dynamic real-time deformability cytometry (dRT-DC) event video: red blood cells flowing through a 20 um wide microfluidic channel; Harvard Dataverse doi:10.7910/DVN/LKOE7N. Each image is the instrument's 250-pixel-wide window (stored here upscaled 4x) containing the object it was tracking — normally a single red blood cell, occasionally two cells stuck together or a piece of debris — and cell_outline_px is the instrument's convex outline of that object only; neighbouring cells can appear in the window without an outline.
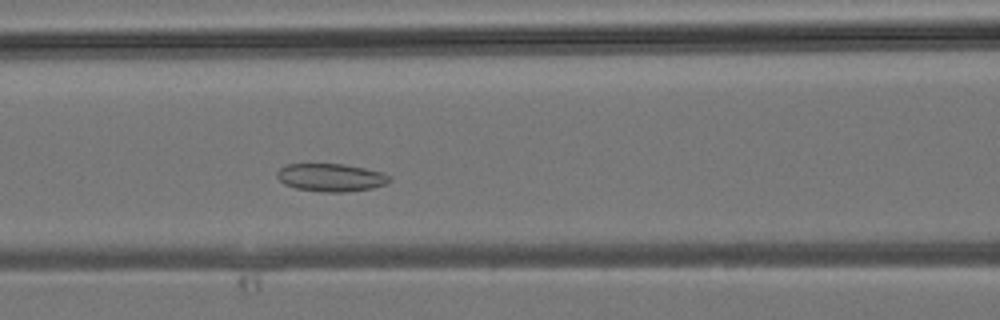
{"species": "common noctule bat (a hibernating species)", "species_latin": "Nyctalus noctula", "temperature_condition": "room temperature", "stored_images_in_passage": 33, "camera_frame_rate_fps": 3000, "um_per_image_px": 0.085, "animal": {"sex": "male", "body_mass_g": 19.2, "forearm_length_mm": 51.8}, "frame": {"image": 1, "passage_image": 11, "time_ms": 3.333, "image_size_px": [1000, 320], "cell_outline_px": [[392, 180], [384, 184], [372, 188], [348, 192], [320, 192], [296, 188], [284, 184], [276, 176], [276, 172], [284, 164], [344, 164], [384, 172], [392, 176]], "centroid_in_image_um": [28.14, 15.09], "position_along_channel_um": 138.5, "area_um2": 18.5}}
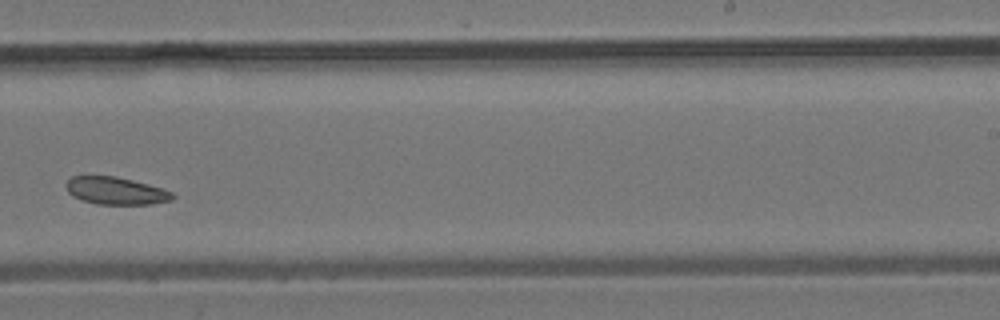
{"frame": {"image": 2, "passage_image": 19, "time_ms": 6.0, "image_size_px": [1000, 320], "cell_outline_px": [[176, 196], [172, 200], [152, 204], [96, 204], [80, 200], [72, 196], [68, 192], [64, 184], [72, 176], [116, 176], [164, 188], [172, 192]], "centroid_in_image_um": [9.84, 16.22], "position_along_channel_um": 279.2, "area_um2": 17.22}}
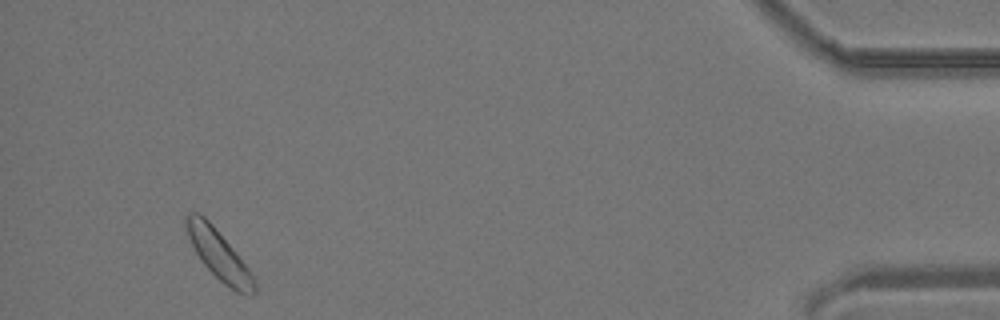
{"frame": {"image": 3, "passage_image": 31, "time_ms": 10.0, "image_size_px": [1000, 320], "cell_outline_px": [[256, 292], [252, 296], [248, 296], [236, 292], [224, 284], [200, 260], [188, 236], [184, 224], [184, 216], [188, 212], [196, 212], [204, 216], [212, 224], [232, 248], [248, 268], [256, 284]], "centroid_in_image_um": [18.58, 21.65], "position_along_channel_um": 416.6, "area_um2": 19.42}}